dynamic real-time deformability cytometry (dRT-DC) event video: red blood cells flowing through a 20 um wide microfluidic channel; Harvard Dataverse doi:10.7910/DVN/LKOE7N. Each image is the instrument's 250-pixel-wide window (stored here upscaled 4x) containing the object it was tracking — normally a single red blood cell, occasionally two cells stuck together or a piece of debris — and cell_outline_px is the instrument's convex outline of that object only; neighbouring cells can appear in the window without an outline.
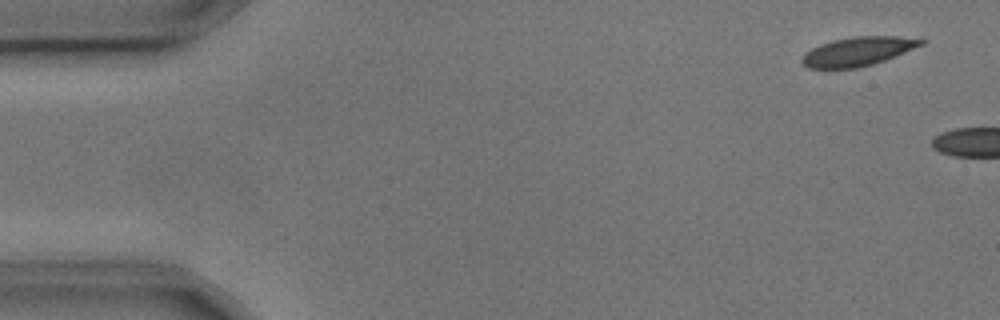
{"species": "common noctule bat (a hibernating species)", "species_latin": "Nyctalus noctula", "temperature_condition": "cold", "stored_images_in_passage": 6, "camera_frame_rate_fps": 3000, "um_per_image_px": 0.085, "animal": {"sex": "male", "body_mass_g": 17.9, "forearm_length_mm": 54.2}, "frame": {"image": 1, "passage_image": 1, "time_ms": 0.0, "image_size_px": [1000, 320], "cell_outline_px": [[928, 40], [924, 44], [884, 60], [872, 64], [856, 68], [808, 68], [800, 60], [812, 48], [820, 44], [832, 40], [852, 36], [924, 36]], "centroid_in_image_um": [73.03, 4.33], "position_along_channel_um": 12.0, "area_um2": 20.23}}
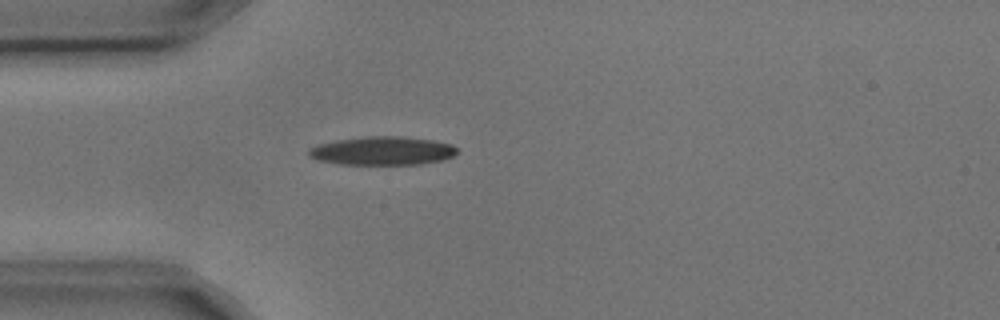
{"frame": {"image": 2, "passage_image": 5, "time_ms": 1.333, "image_size_px": [1000, 320], "cell_outline_px": [[456, 152], [452, 156], [444, 160], [420, 164], [340, 164], [316, 160], [308, 156], [308, 148], [320, 144], [336, 140], [364, 136], [400, 136], [432, 140], [452, 144], [456, 148]], "centroid_in_image_um": [32.48, 12.82], "position_along_channel_um": 52.5, "area_um2": 24.68}}